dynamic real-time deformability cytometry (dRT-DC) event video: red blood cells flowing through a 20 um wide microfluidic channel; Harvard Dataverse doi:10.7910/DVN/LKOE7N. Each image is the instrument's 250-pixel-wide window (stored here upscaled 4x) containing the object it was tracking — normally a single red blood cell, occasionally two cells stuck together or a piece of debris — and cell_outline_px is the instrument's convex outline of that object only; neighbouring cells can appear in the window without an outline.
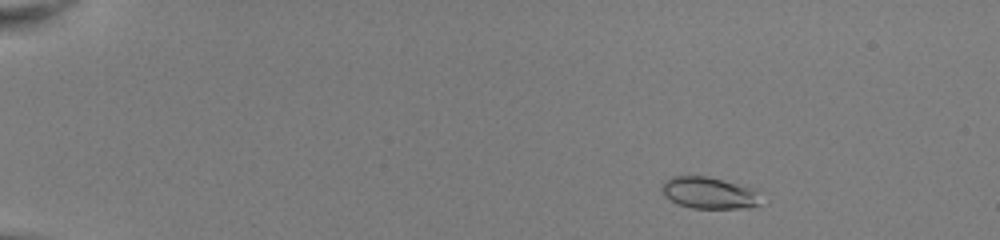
{"species": "common noctule bat (a hibernating species)", "species_latin": "Nyctalus noctula", "temperature_condition": "room temperature", "stored_images_in_passage": 50, "camera_frame_rate_fps": 3000, "um_per_image_px": 0.085, "animal": {"sex": "female", "body_mass_g": 22.0, "forearm_length_mm": 56.7}, "frame": {"image": 1, "passage_image": 6, "time_ms": 1.667, "image_size_px": [1000, 240], "cell_outline_px": [[760, 204], [748, 208], [692, 208], [680, 204], [664, 196], [660, 188], [664, 180], [672, 176], [708, 176], [756, 188]], "centroid_in_image_um": [60.26, 16.38], "position_along_channel_um": 24.7, "area_um2": 18.38}}
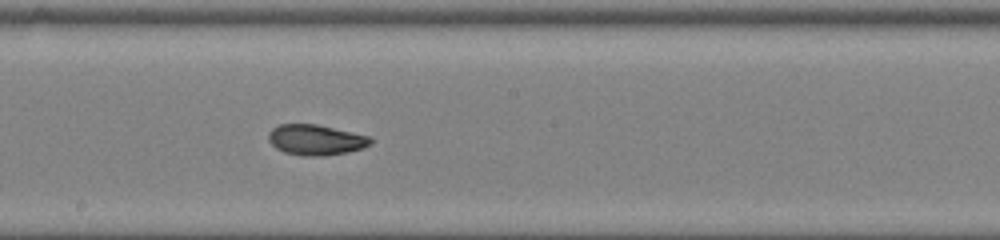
{"frame": {"image": 2, "passage_image": 29, "time_ms": 9.333, "image_size_px": [1000, 240], "cell_outline_px": [[372, 144], [364, 148], [348, 152], [324, 156], [300, 156], [284, 152], [276, 148], [268, 140], [268, 132], [272, 128], [280, 124], [316, 124], [368, 136], [372, 140]], "centroid_in_image_um": [26.82, 11.9], "position_along_channel_um": 221.4, "area_um2": 18.21}}
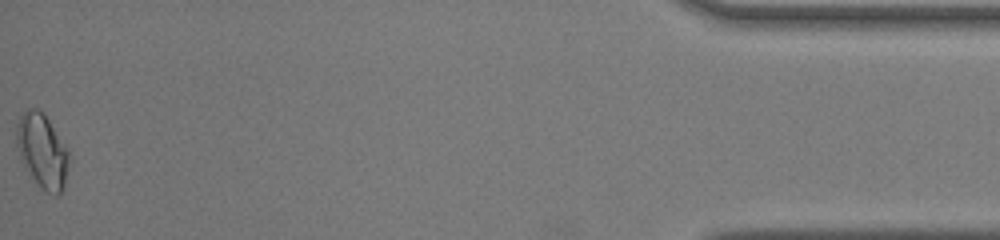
{"frame": {"image": 3, "passage_image": 50, "time_ms": 16.333, "image_size_px": [1000, 240], "cell_outline_px": [[72, 160], [64, 184], [60, 192], [56, 196], [48, 192], [36, 184], [24, 168], [20, 160], [16, 144], [16, 124], [20, 116], [28, 108], [36, 108], [48, 120], [68, 148]], "centroid_in_image_um": [3.6, 12.86], "position_along_channel_um": 431.6, "area_um2": 23.0}, "authors_computed_cell_mechanics": {"area_um2": 18.3226, "velocity_mm_per_s": 4.0587, "shape_relaxation_time_tau1_ms": 4.8033, "shape_relaxation_time_tau2_ms": 1.7844, "deformation_change_tau1": 0.1199, "deformation_change_tau2": 0.0613}}